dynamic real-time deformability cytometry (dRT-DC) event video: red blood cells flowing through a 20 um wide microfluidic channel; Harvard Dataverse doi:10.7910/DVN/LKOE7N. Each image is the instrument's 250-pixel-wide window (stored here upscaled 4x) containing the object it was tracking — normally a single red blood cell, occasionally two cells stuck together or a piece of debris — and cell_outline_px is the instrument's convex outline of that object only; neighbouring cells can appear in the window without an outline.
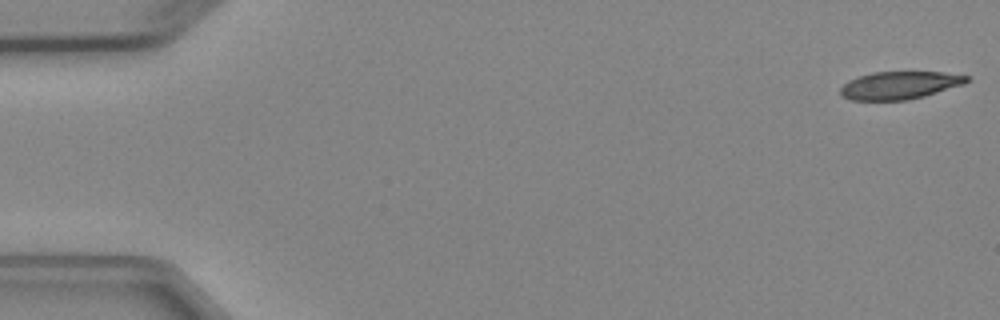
{"species": "Egyptian fruit bat (a non-hibernating species)", "species_latin": "Rousettus aegyptiacus", "temperature_condition": "cold", "stored_images_in_passage": 5, "camera_frame_rate_fps": 3000, "um_per_image_px": 0.085, "animal": {"sex": "female"}, "frame": {"image": 1, "passage_image": 1, "time_ms": 0.0, "image_size_px": [1000, 320], "cell_outline_px": [[972, 80], [964, 84], [924, 96], [908, 100], [852, 100], [844, 96], [840, 92], [840, 88], [848, 80], [860, 76], [876, 72], [944, 72], [968, 76]], "centroid_in_image_um": [76.5, 7.25], "position_along_channel_um": 8.5, "area_um2": 20.29}}
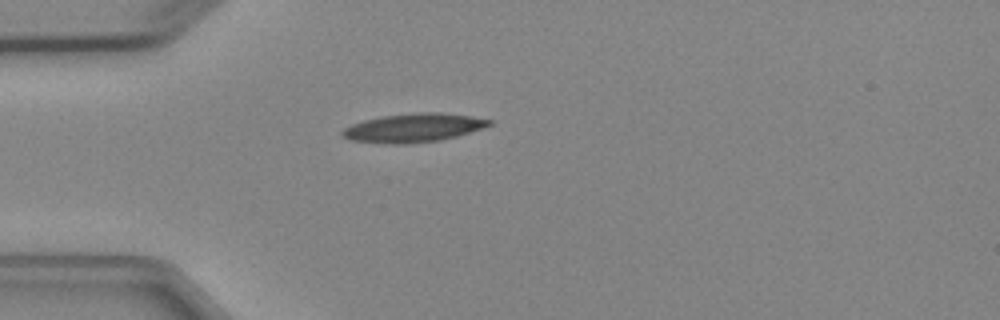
{"frame": {"image": 2, "passage_image": 4, "time_ms": 4.333, "image_size_px": [1000, 320], "cell_outline_px": [[492, 124], [456, 136], [440, 140], [408, 144], [392, 144], [352, 140], [340, 136], [340, 132], [344, 128], [352, 124], [364, 120], [384, 116], [420, 112], [440, 112], [468, 116], [492, 120]], "centroid_in_image_um": [35.09, 10.87], "position_along_channel_um": 49.9, "area_um2": 24.22}}